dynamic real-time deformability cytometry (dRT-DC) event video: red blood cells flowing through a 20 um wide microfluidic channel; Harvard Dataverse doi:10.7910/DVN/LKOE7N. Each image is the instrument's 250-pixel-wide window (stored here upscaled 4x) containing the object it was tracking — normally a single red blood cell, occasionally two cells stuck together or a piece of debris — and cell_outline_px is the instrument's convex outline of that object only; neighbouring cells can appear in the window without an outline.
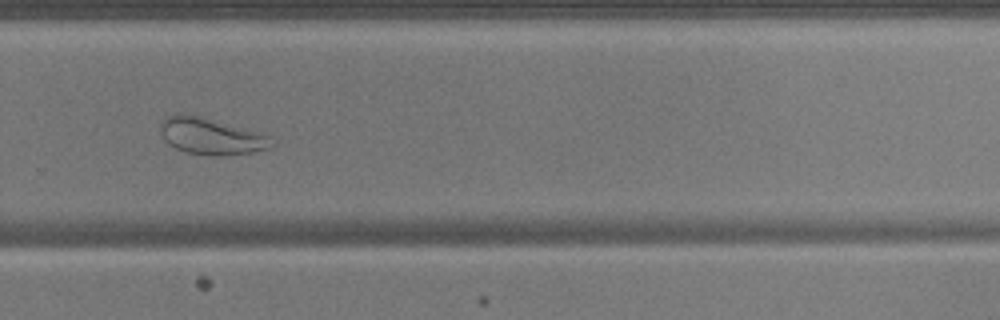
{"species": "common noctule bat (a hibernating species)", "species_latin": "Nyctalus noctula", "temperature_condition": "warm", "stored_images_in_passage": 35, "camera_frame_rate_fps": 3000, "um_per_image_px": 0.085, "animal": {"sex": "male", "body_mass_g": 17.9, "forearm_length_mm": 54.2}, "frame": {"image": 1, "passage_image": 25, "time_ms": 8.0, "image_size_px": [1000, 320], "cell_outline_px": [[276, 144], [268, 148], [256, 152], [188, 152], [176, 148], [168, 144], [160, 132], [160, 124], [168, 116], [180, 112], [200, 116], [260, 132], [272, 136]], "centroid_in_image_um": [17.96, 11.51], "position_along_channel_um": 311.8, "area_um2": 22.83}, "authors_computed_cell_mechanics": {"area_um2": 25.3164, "velocity_mm_per_s": 3.7532, "shape_relaxation_time_tau1_ms": null, "shape_relaxation_time_tau2_ms": 1.1861, "deformation_change_tau1": null, "deformation_change_tau2": 0.0851}}